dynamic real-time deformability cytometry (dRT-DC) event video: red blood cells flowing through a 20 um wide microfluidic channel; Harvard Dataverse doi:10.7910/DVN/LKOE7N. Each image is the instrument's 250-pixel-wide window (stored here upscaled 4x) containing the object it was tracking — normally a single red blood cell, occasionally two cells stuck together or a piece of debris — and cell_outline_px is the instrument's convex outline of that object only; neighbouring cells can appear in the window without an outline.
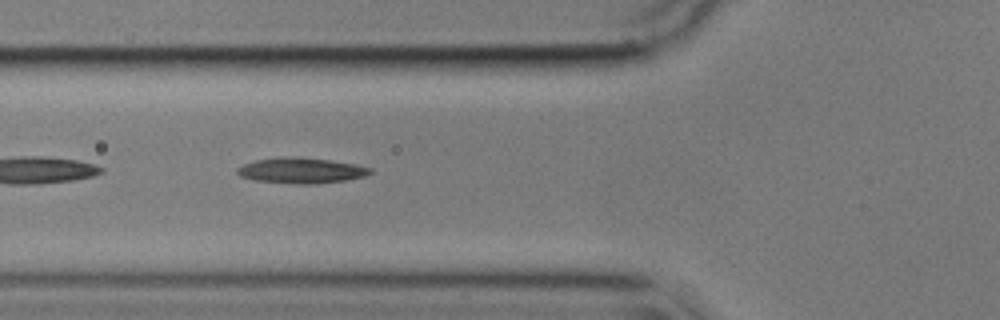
{"species": "common noctule bat (a hibernating species)", "species_latin": "Nyctalus noctula", "temperature_condition": "cold", "stored_images_in_passage": 15, "camera_frame_rate_fps": 3000, "um_per_image_px": 0.085, "animal": {"sex": "male", "body_mass_g": 17.9}, "frame": {"image": 1, "passage_image": 5, "time_ms": 1.333, "image_size_px": [1000, 320], "cell_outline_px": [[372, 172], [364, 176], [344, 180], [316, 184], [296, 184], [252, 180], [240, 176], [236, 172], [236, 168], [244, 164], [256, 160], [280, 156], [288, 156], [332, 160], [356, 164], [372, 168]], "centroid_in_image_um": [25.57, 14.49], "position_along_channel_um": 100.2, "area_um2": 19.94}}